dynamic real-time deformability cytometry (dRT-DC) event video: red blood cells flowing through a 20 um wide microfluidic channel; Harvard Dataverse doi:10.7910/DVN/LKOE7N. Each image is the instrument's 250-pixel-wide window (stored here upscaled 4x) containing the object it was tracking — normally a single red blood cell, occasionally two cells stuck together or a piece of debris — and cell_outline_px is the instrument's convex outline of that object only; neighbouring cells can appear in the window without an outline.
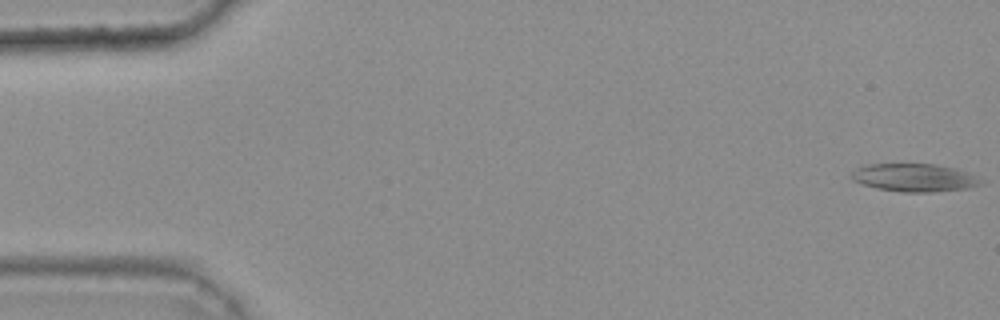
{"species": "common noctule bat (a hibernating species)", "species_latin": "Nyctalus noctula", "temperature_condition": "warm", "stored_images_in_passage": 31, "camera_frame_rate_fps": 3000, "um_per_image_px": 0.085, "animal": {"sex": "female", "body_mass_g": 25.1}, "frame": {"image": 1, "passage_image": 1, "time_ms": 0.0, "image_size_px": [1000, 320], "cell_outline_px": [[984, 180], [980, 184], [968, 188], [932, 192], [904, 192], [876, 188], [852, 180], [852, 172], [856, 168], [868, 164], [936, 164], [952, 168], [964, 172]], "centroid_in_image_um": [77.69, 15.1], "position_along_channel_um": 7.3, "area_um2": 20.75}}
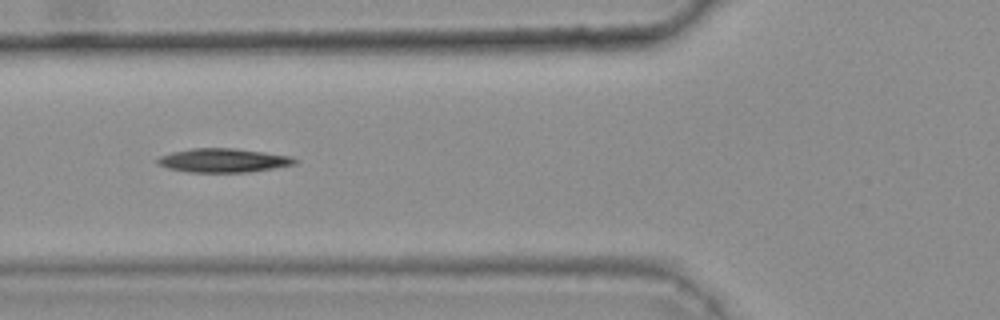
{"frame": {"image": 2, "passage_image": 20, "time_ms": 6.333, "image_size_px": [1000, 320], "cell_outline_px": [[296, 164], [248, 172], [188, 172], [168, 168], [156, 164], [156, 160], [160, 156], [172, 152], [192, 148], [236, 148], [292, 156], [296, 160]], "centroid_in_image_um": [18.95, 13.63], "position_along_channel_um": 106.8, "area_um2": 19.07}}
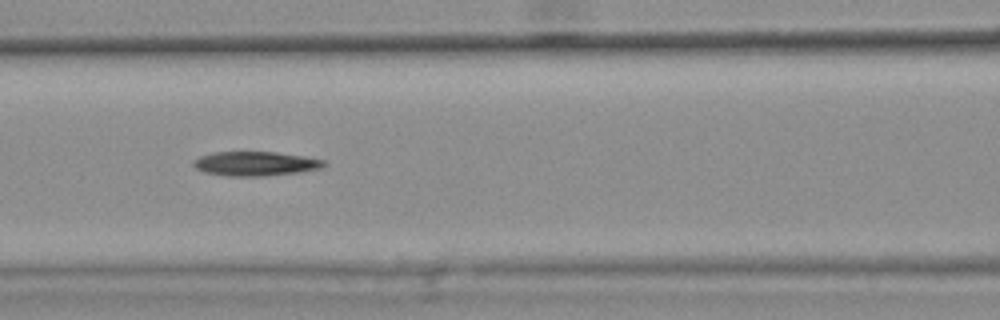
{"frame": {"image": 3, "passage_image": 23, "time_ms": 7.333, "image_size_px": [1000, 320], "cell_outline_px": [[328, 164], [320, 168], [300, 172], [264, 176], [228, 176], [204, 172], [196, 168], [192, 164], [192, 160], [200, 156], [212, 152], [276, 152], [304, 156], [324, 160]], "centroid_in_image_um": [21.7, 13.91], "position_along_channel_um": 144.9, "area_um2": 18.55}}